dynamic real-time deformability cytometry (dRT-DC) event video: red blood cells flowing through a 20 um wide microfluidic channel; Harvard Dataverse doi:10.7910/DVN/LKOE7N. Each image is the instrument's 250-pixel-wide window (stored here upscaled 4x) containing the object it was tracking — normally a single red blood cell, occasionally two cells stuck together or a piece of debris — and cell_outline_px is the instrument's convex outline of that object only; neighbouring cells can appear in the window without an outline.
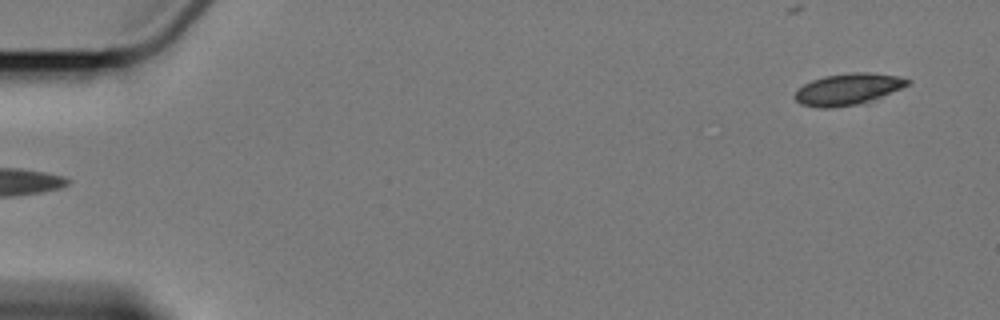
{"species": "Egyptian fruit bat (a non-hibernating species)", "species_latin": "Rousettus aegyptiacus", "temperature_condition": "cold", "stored_images_in_passage": 4, "camera_frame_rate_fps": 3000, "um_per_image_px": 0.085, "animal": {"sex": "female"}, "frame": {"image": 1, "passage_image": 4, "time_ms": 4.667, "image_size_px": [1000, 320], "cell_outline_px": [[912, 84], [868, 104], [828, 108], [820, 108], [800, 104], [792, 96], [804, 84], [812, 80], [824, 76], [852, 72], [868, 72], [896, 76], [912, 80]], "centroid_in_image_um": [72.14, 7.6], "position_along_channel_um": 12.9, "area_um2": 21.27}}